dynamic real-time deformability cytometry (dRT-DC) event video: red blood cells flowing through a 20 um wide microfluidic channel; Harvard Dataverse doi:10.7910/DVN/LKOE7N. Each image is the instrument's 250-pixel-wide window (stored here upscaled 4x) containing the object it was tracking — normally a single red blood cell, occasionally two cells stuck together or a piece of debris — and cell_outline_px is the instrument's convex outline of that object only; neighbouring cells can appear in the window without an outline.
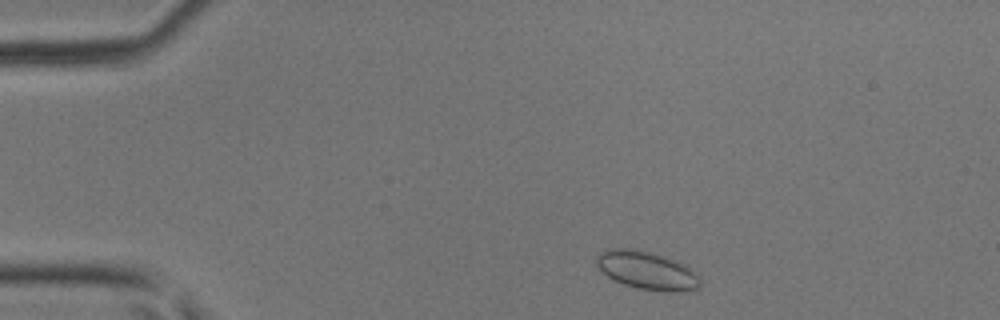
{"species": "common noctule bat (a hibernating species)", "species_latin": "Nyctalus noctula", "temperature_condition": "room temperature", "stored_images_in_passage": 41, "camera_frame_rate_fps": 3000, "um_per_image_px": 0.085, "animal": {"sex": "male", "body_mass_g": 17.9, "forearm_length_mm": 54.2}, "frame": {"image": 1, "passage_image": 2, "time_ms": 0.333, "image_size_px": [1000, 320], "cell_outline_px": [[700, 288], [692, 292], [660, 292], [636, 288], [624, 284], [608, 276], [596, 264], [596, 256], [600, 252], [612, 248], [628, 248], [648, 252], [672, 260], [688, 268], [700, 276]], "centroid_in_image_um": [55.01, 23.03], "position_along_channel_um": 30.0, "area_um2": 22.83}}
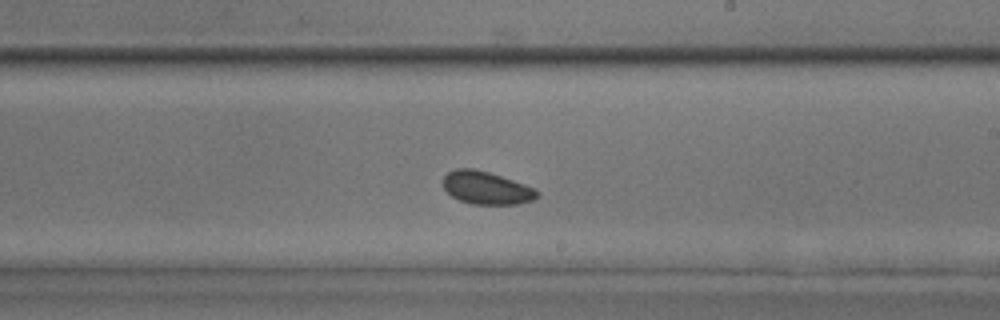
{"frame": {"image": 2, "passage_image": 22, "time_ms": 7.0, "image_size_px": [1000, 320], "cell_outline_px": [[540, 196], [532, 200], [516, 204], [472, 204], [460, 200], [452, 196], [444, 188], [444, 176], [448, 172], [456, 168], [472, 168], [488, 172], [536, 188], [540, 192]], "centroid_in_image_um": [41.37, 15.97], "position_along_channel_um": 247.6, "area_um2": 17.86}}
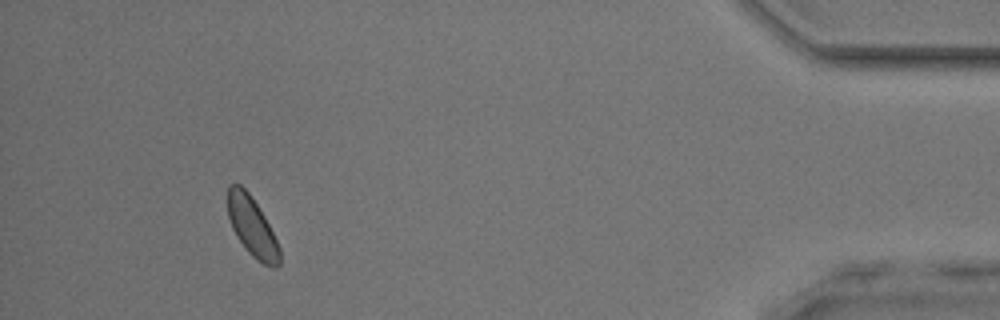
{"frame": {"image": 3, "passage_image": 38, "time_ms": 12.333, "image_size_px": [1000, 320], "cell_outline_px": [[280, 264], [276, 268], [272, 268], [264, 264], [252, 256], [248, 252], [236, 236], [232, 228], [228, 216], [228, 184], [240, 184], [248, 192], [264, 216], [280, 248]], "centroid_in_image_um": [21.42, 19.29], "position_along_channel_um": 413.8, "area_um2": 17.74}}